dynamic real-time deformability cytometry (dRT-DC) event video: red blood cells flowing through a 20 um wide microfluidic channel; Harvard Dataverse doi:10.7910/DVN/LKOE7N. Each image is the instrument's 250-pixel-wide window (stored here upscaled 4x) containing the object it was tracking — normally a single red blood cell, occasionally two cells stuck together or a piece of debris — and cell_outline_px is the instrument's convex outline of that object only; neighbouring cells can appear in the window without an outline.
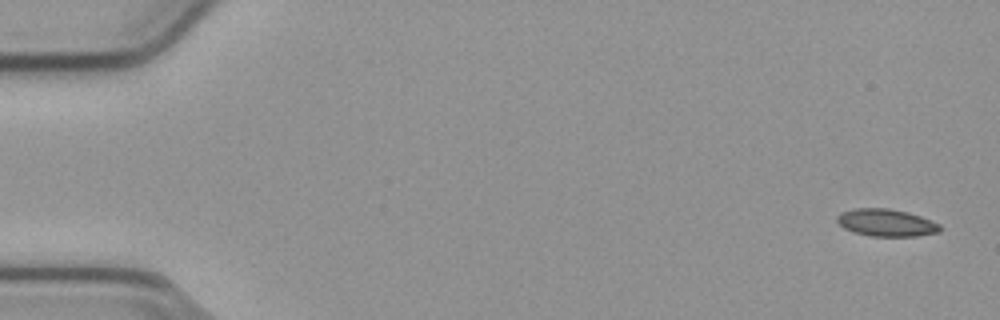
{"species": "common noctule bat (a hibernating species)", "species_latin": "Nyctalus noctula", "temperature_condition": "cold", "stored_images_in_passage": 54, "camera_frame_rate_fps": 3000, "um_per_image_px": 0.085, "animal": {"sex": "male", "body_mass_g": 23.1, "forearm_length_mm": 52.7}, "frame": {"image": 1, "passage_image": 1, "time_ms": 0.0, "image_size_px": [1000, 320], "cell_outline_px": [[944, 228], [940, 232], [916, 236], [872, 236], [856, 232], [844, 228], [836, 220], [836, 216], [840, 212], [852, 208], [888, 208], [908, 212], [920, 216], [940, 224]], "centroid_in_image_um": [75.35, 18.92], "position_along_channel_um": 9.7, "area_um2": 16.47}}
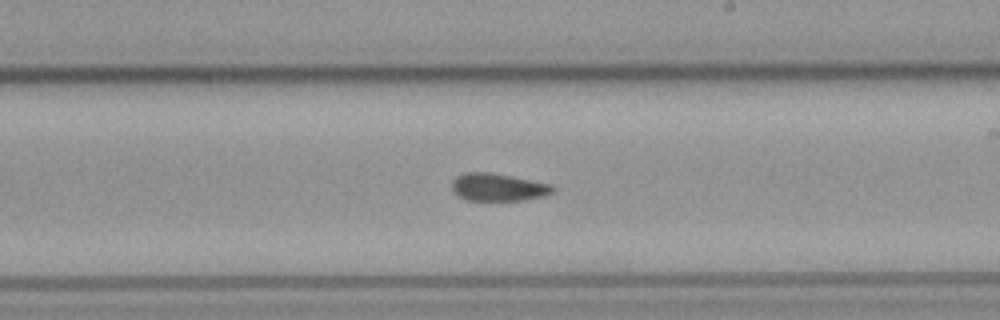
{"frame": {"image": 2, "passage_image": 31, "time_ms": 10.0, "image_size_px": [1000, 320], "cell_outline_px": [[556, 188], [552, 192], [544, 196], [520, 200], [468, 200], [460, 196], [452, 188], [452, 180], [456, 176], [464, 172], [492, 172], [552, 184]], "centroid_in_image_um": [42.35, 15.89], "position_along_channel_um": 246.6, "area_um2": 16.18}}
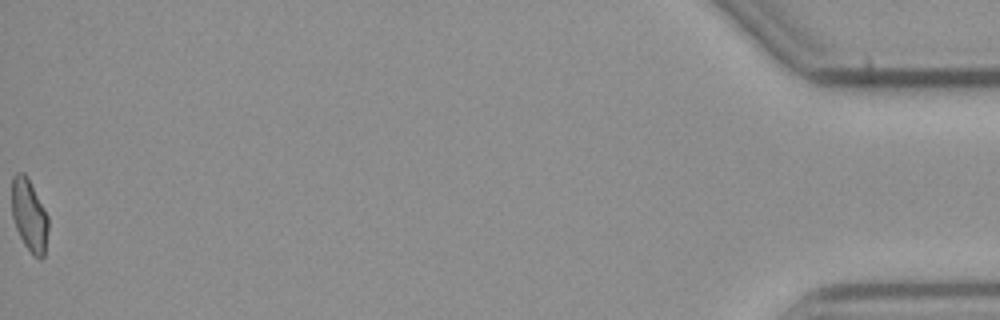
{"frame": {"image": 3, "passage_image": 54, "time_ms": 17.667, "image_size_px": [1000, 320], "cell_outline_px": [[48, 228], [44, 256], [40, 260], [32, 256], [24, 244], [16, 228], [12, 216], [12, 176], [16, 172], [24, 172], [48, 216]], "centroid_in_image_um": [2.48, 18.34], "position_along_channel_um": 432.7, "area_um2": 15.26}, "authors_computed_cell_mechanics": {"area_um2": 16.3574, "velocity_mm_per_s": 3.7952, "shape_relaxation_time_tau1_ms": null, "shape_relaxation_time_tau2_ms": 3.1645, "deformation_change_tau1": null, "deformation_change_tau2": 0.0668}}